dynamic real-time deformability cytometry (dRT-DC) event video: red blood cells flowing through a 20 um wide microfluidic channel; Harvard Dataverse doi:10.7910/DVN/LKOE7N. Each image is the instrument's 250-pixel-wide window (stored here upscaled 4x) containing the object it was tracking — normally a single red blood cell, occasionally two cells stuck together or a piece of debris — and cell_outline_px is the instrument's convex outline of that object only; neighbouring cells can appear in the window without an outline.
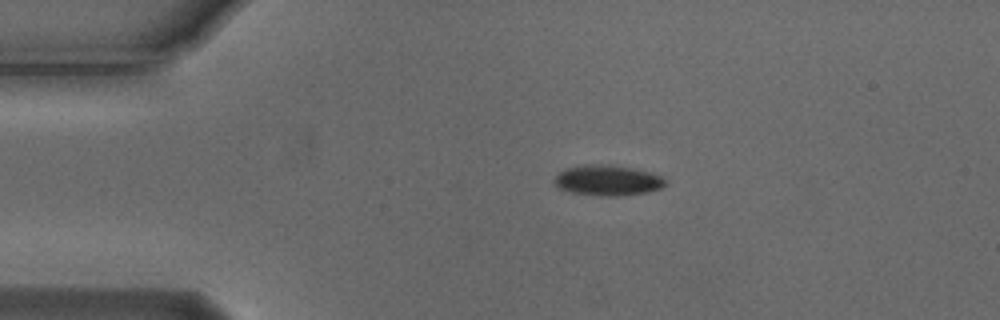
{"species": "Egyptian fruit bat (a non-hibernating species)", "species_latin": "Rousettus aegyptiacus", "temperature_condition": "cold", "stored_images_in_passage": 45, "camera_frame_rate_fps": 3000, "um_per_image_px": 0.085, "animal": {"sex": "male"}, "frame": {"image": 1, "passage_image": 1, "time_ms": 0.0, "image_size_px": [1000, 320], "cell_outline_px": [[668, 184], [660, 188], [644, 192], [616, 196], [600, 196], [572, 192], [560, 188], [556, 184], [556, 172], [564, 168], [584, 164], [612, 164], [632, 168], [648, 172], [660, 176]], "centroid_in_image_um": [51.61, 15.31], "position_along_channel_um": 33.4, "area_um2": 19.59}}
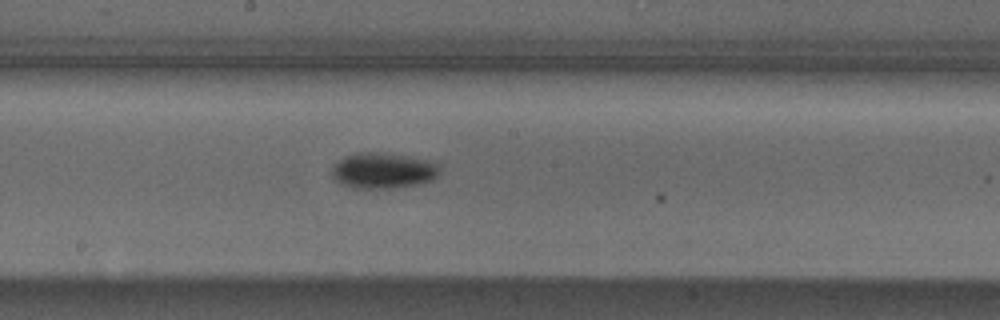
{"frame": {"image": 2, "passage_image": 19, "time_ms": 6.0, "image_size_px": [1000, 320], "cell_outline_px": [[440, 172], [432, 180], [420, 184], [396, 188], [352, 188], [340, 184], [332, 176], [332, 168], [340, 160], [356, 152], [388, 152], [428, 160], [436, 164], [440, 168]], "centroid_in_image_um": [32.58, 14.5], "position_along_channel_um": 215.6, "area_um2": 22.6}}
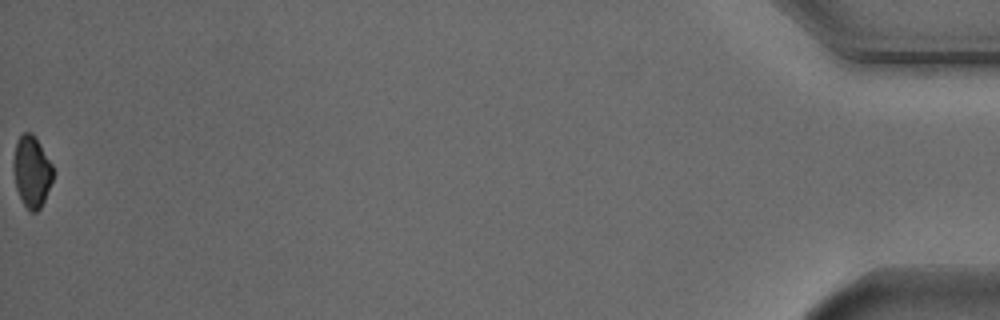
{"frame": {"image": 3, "passage_image": 45, "time_ms": 14.667, "image_size_px": [1000, 320], "cell_outline_px": [[52, 180], [44, 200], [40, 208], [36, 212], [32, 212], [24, 204], [16, 188], [12, 168], [12, 164], [16, 140], [24, 132], [32, 132], [36, 136], [52, 164]], "centroid_in_image_um": [2.67, 14.53], "position_along_channel_um": 432.5, "area_um2": 16.47}, "authors_computed_cell_mechanics": {"area_um2": 19.7098, "velocity_mm_per_s": 3.725, "shape_relaxation_time_tau1_ms": 0.9879, "shape_relaxation_time_tau2_ms": null, "deformation_change_tau1": 0.0673, "deformation_change_tau2": null}}